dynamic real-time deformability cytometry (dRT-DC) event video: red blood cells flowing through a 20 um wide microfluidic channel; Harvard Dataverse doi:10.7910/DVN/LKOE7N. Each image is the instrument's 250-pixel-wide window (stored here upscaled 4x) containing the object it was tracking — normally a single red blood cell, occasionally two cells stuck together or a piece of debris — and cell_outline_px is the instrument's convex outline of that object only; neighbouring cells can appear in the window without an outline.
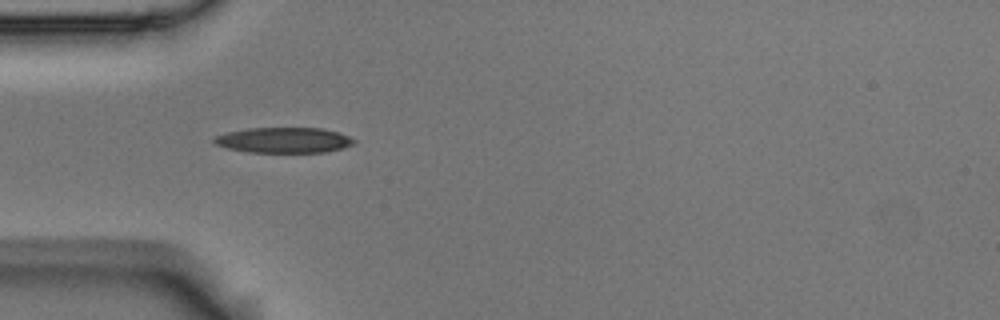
{"species": "Egyptian fruit bat (a non-hibernating species)", "species_latin": "Rousettus aegyptiacus", "temperature_condition": "room temperature", "stored_images_in_passage": 5, "camera_frame_rate_fps": 3000, "um_per_image_px": 0.085, "animal": {"sex": "male"}, "frame": {"image": 1, "passage_image": 4, "time_ms": 1.0, "image_size_px": [1000, 320], "cell_outline_px": [[356, 140], [352, 144], [344, 148], [324, 152], [248, 152], [228, 148], [216, 144], [212, 140], [216, 136], [228, 132], [248, 128], [320, 128], [340, 132]], "centroid_in_image_um": [24.15, 11.91], "position_along_channel_um": 60.9, "area_um2": 20.63}}
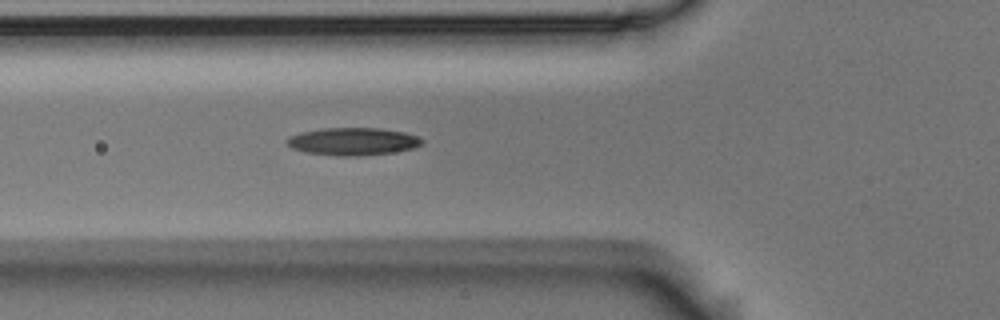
{"frame": {"image": 2, "passage_image": 5, "time_ms": 1.333, "image_size_px": [1000, 320], "cell_outline_px": [[424, 144], [416, 148], [392, 152], [360, 156], [340, 156], [304, 152], [292, 148], [284, 144], [284, 140], [288, 136], [300, 132], [320, 128], [380, 128], [404, 132], [416, 136], [424, 140]], "centroid_in_image_um": [29.96, 12.02], "position_along_channel_um": 95.8, "area_um2": 22.08}}